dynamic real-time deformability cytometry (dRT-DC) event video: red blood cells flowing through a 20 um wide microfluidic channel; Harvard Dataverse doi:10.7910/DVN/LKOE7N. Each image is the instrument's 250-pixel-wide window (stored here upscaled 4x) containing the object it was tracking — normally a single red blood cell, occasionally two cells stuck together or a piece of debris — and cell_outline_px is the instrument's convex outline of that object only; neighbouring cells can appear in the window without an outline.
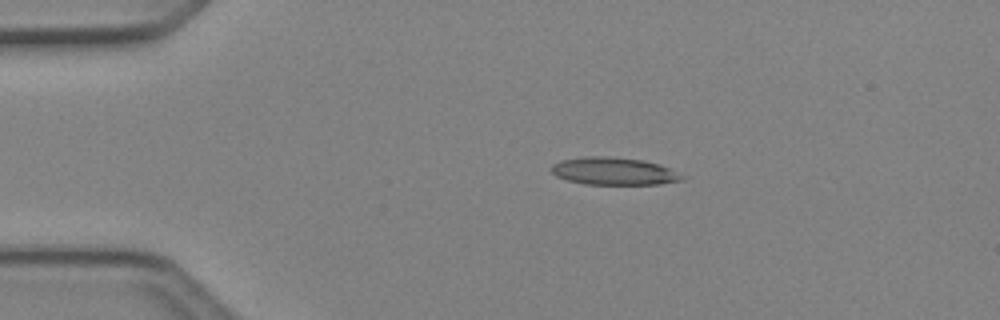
{"species": "Egyptian fruit bat (a non-hibernating species)", "species_latin": "Rousettus aegyptiacus", "temperature_condition": "cold", "stored_images_in_passage": 2, "camera_frame_rate_fps": 3000, "um_per_image_px": 0.085, "animal": {"sex": "female"}, "frame": {"image": 1, "passage_image": 1, "time_ms": 0.0, "image_size_px": [1000, 320], "cell_outline_px": [[684, 180], [660, 184], [584, 184], [568, 180], [556, 176], [548, 168], [552, 164], [560, 160], [584, 156], [608, 156], [644, 160], [660, 164], [684, 176]], "centroid_in_image_um": [52.14, 14.54], "position_along_channel_um": 32.9, "area_um2": 21.1}}